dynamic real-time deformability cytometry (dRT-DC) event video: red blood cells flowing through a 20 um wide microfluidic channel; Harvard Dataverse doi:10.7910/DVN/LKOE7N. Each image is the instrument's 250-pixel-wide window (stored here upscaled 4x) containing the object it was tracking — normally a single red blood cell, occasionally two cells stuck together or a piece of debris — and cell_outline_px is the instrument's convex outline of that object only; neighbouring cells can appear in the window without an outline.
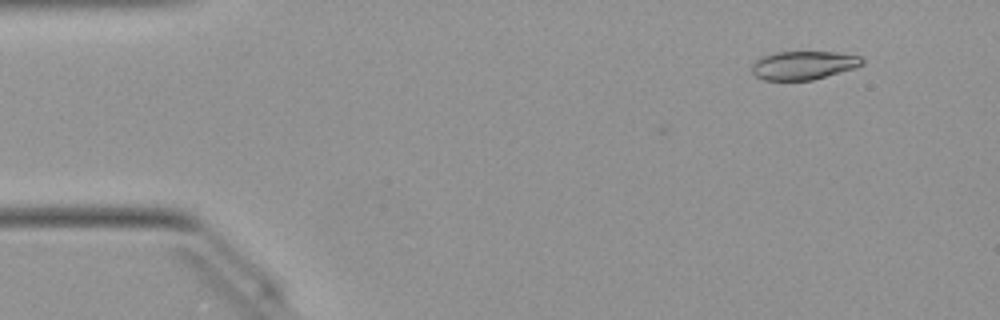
{"species": "Egyptian fruit bat (a non-hibernating species)", "species_latin": "Rousettus aegyptiacus", "temperature_condition": "warm", "stored_images_in_passage": 47, "camera_frame_rate_fps": 3000, "um_per_image_px": 0.085, "animal": {"sex": "female"}, "frame": {"image": 1, "passage_image": 2, "time_ms": 0.333, "image_size_px": [1000, 320], "cell_outline_px": [[864, 64], [856, 68], [812, 80], [764, 80], [756, 76], [752, 72], [752, 64], [756, 60], [764, 56], [776, 52], [836, 52], [860, 56], [864, 60]], "centroid_in_image_um": [68.33, 5.55], "position_along_channel_um": 16.7, "area_um2": 18.32}}
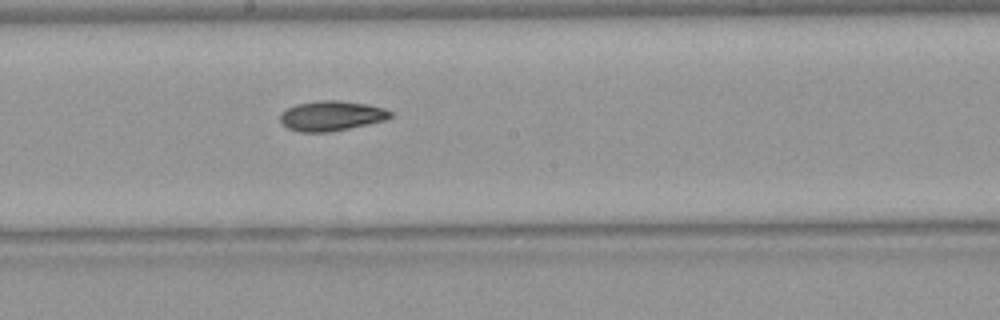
{"frame": {"image": 2, "passage_image": 24, "time_ms": 7.667, "image_size_px": [1000, 320], "cell_outline_px": [[392, 116], [384, 120], [368, 124], [328, 132], [300, 132], [288, 128], [280, 120], [280, 112], [296, 104], [320, 100], [336, 100], [368, 104], [384, 108], [392, 112]], "centroid_in_image_um": [28.16, 9.84], "position_along_channel_um": 220.0, "area_um2": 19.13}}
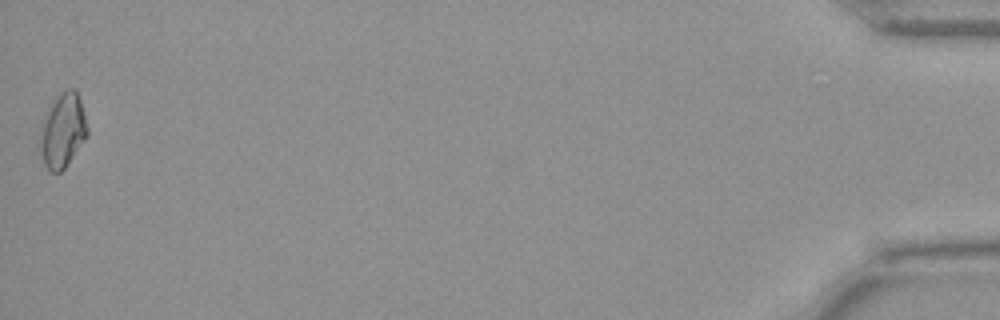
{"frame": {"image": 3, "passage_image": 47, "time_ms": 15.333, "image_size_px": [1000, 320], "cell_outline_px": [[88, 136], [64, 168], [60, 172], [52, 172], [44, 164], [36, 144], [44, 112], [52, 100], [60, 92], [68, 88], [76, 88], [80, 100], [88, 128]], "centroid_in_image_um": [5.27, 11.07], "position_along_channel_um": 429.9, "area_um2": 21.15}, "authors_computed_cell_mechanics": {"area_um2": 18.9584, "velocity_mm_per_s": 4.0665, "shape_relaxation_time_tau1_ms": null, "shape_relaxation_time_tau2_ms": 7.3744, "deformation_change_tau1": null, "deformation_change_tau2": 0.1489}}